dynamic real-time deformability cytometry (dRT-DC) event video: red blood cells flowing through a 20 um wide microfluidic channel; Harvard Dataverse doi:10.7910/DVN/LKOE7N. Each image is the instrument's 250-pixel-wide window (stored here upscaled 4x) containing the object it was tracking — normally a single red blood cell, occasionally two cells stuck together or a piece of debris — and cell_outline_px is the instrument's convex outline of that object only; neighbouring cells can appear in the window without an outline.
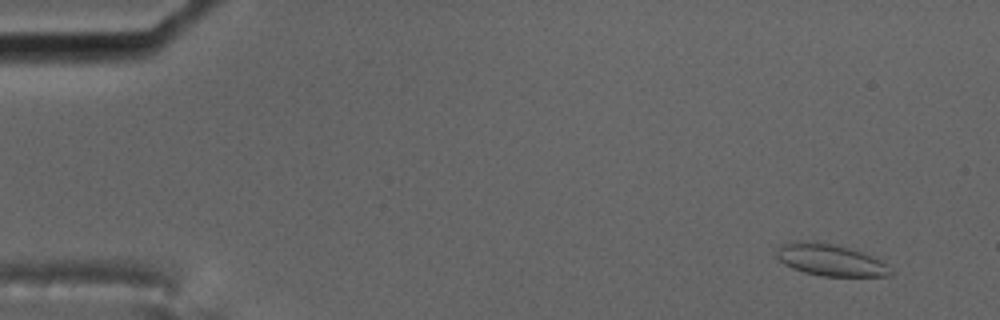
{"species": "common noctule bat (a hibernating species)", "species_latin": "Nyctalus noctula", "temperature_condition": "cold", "stored_images_in_passage": 59, "camera_frame_rate_fps": 3000, "um_per_image_px": 0.085, "animal": {"sex": "male", "body_mass_g": 17.5, "forearm_length_mm": 52.3}, "frame": {"image": 1, "passage_image": 5, "time_ms": 1.333, "image_size_px": [1000, 320], "cell_outline_px": [[896, 272], [892, 276], [820, 276], [804, 272], [792, 268], [784, 264], [776, 256], [776, 252], [780, 244], [792, 240], [824, 240], [872, 256], [888, 264]], "centroid_in_image_um": [70.58, 22.07], "position_along_channel_um": 14.4, "area_um2": 21.79}}
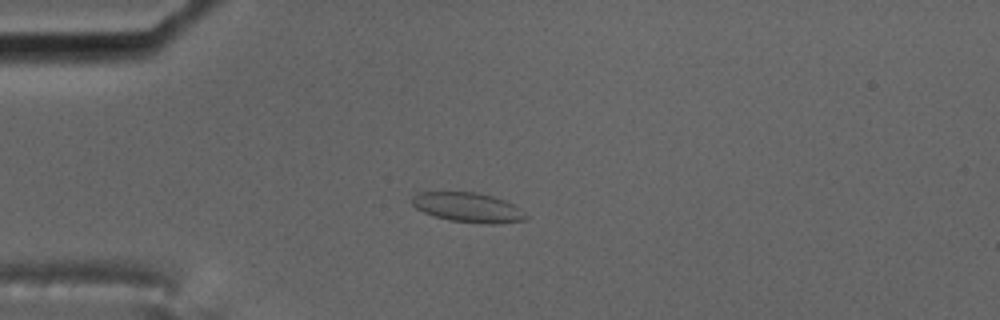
{"frame": {"image": 2, "passage_image": 16, "time_ms": 5.0, "image_size_px": [1000, 320], "cell_outline_px": [[528, 216], [524, 220], [496, 224], [484, 224], [448, 220], [424, 212], [416, 208], [412, 204], [412, 196], [420, 192], [476, 192], [492, 196], [504, 200], [520, 208]], "centroid_in_image_um": [39.79, 17.63], "position_along_channel_um": 45.2, "area_um2": 19.59}}
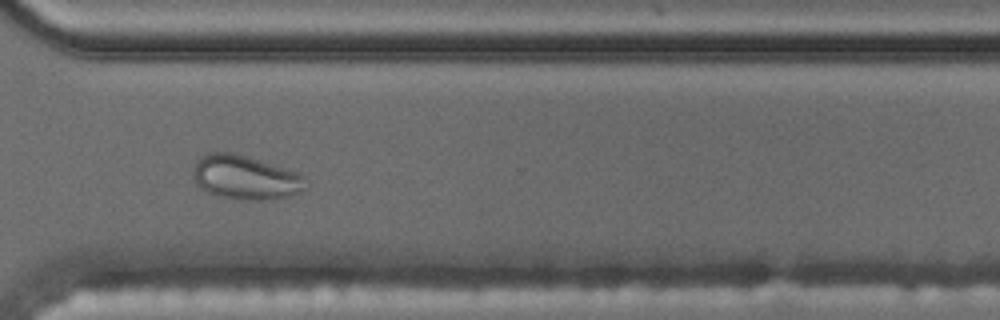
{"frame": {"image": 3, "passage_image": 44, "time_ms": 14.333, "image_size_px": [1000, 320], "cell_outline_px": [[308, 188], [288, 196], [272, 200], [240, 200], [216, 196], [200, 188], [196, 184], [196, 160], [200, 156], [208, 152], [232, 152], [300, 172], [304, 176], [308, 184]], "centroid_in_image_um": [20.91, 15.1], "position_along_channel_um": 349.7, "area_um2": 29.13}}